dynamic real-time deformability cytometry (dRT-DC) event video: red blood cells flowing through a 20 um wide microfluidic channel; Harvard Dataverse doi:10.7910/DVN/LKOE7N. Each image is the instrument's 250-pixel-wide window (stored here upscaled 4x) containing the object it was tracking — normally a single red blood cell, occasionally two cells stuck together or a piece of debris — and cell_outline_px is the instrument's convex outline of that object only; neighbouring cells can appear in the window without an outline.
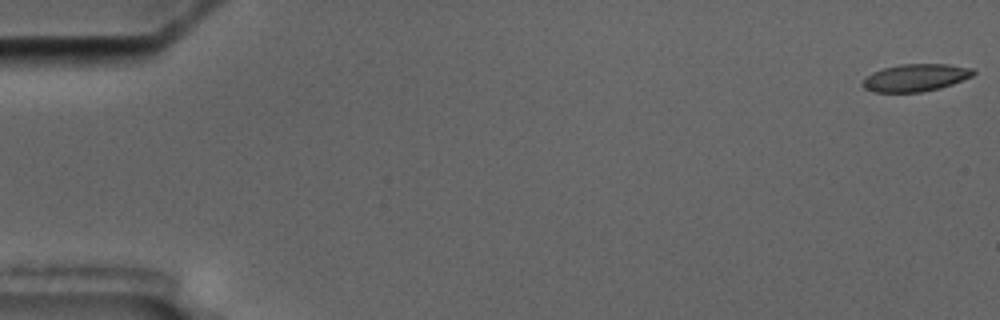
{"species": "common noctule bat (a hibernating species)", "species_latin": "Nyctalus noctula", "temperature_condition": "cold", "stored_images_in_passage": 6, "camera_frame_rate_fps": 3000, "um_per_image_px": 0.085, "animal": {"sex": "male", "body_mass_g": 17.5, "forearm_length_mm": 52.3}, "frame": {"image": 1, "passage_image": 1, "time_ms": 0.0, "image_size_px": [1000, 320], "cell_outline_px": [[976, 72], [972, 76], [952, 84], [940, 88], [920, 92], [872, 92], [864, 88], [860, 84], [864, 76], [872, 72], [884, 68], [900, 64], [948, 64], [972, 68]], "centroid_in_image_um": [77.77, 6.6], "position_along_channel_um": 7.2, "area_um2": 17.8}}
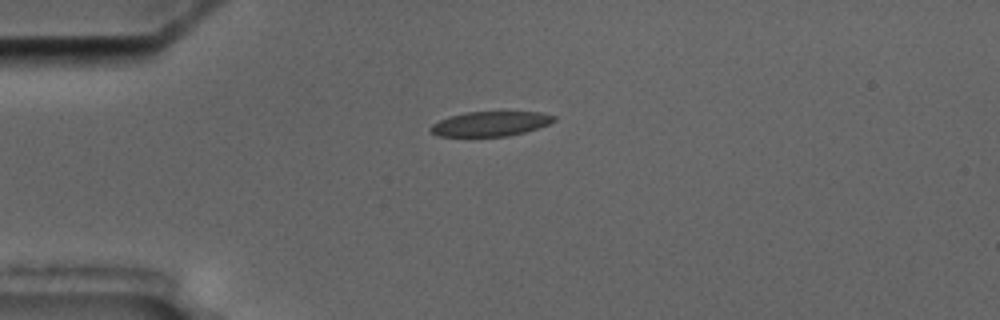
{"frame": {"image": 2, "passage_image": 5, "time_ms": 4.667, "image_size_px": [1000, 320], "cell_outline_px": [[556, 120], [548, 124], [524, 132], [508, 136], [440, 136], [432, 132], [428, 128], [432, 124], [440, 120], [464, 112], [540, 112], [556, 116]], "centroid_in_image_um": [41.69, 10.52], "position_along_channel_um": 43.3, "area_um2": 17.57}}